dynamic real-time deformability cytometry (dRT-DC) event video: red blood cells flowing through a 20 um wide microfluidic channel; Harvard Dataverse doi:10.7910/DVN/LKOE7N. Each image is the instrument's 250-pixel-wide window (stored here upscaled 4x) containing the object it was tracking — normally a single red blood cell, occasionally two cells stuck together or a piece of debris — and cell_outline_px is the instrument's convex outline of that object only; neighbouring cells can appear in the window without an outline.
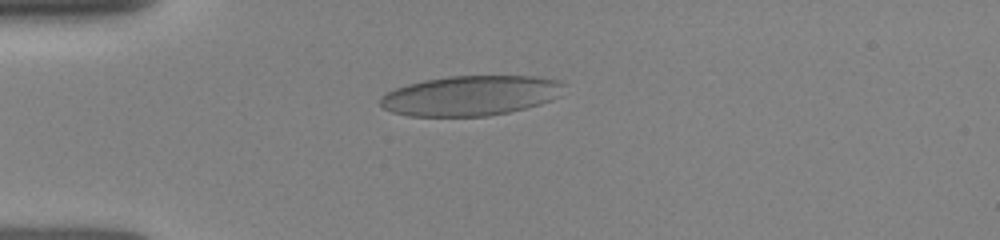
{"species": "human", "species_latin": "Homo sapiens", "temperature_condition": "room temperature", "stored_images_in_passage": 3, "camera_frame_rate_fps": 3000, "um_per_image_px": 0.085, "donor": {"sex": "female"}, "frame": {"image": 1, "passage_image": 2, "time_ms": 1.0, "image_size_px": [1000, 240], "cell_outline_px": [[564, 84], [560, 96], [552, 100], [540, 104], [508, 112], [488, 116], [408, 116], [392, 112], [384, 108], [380, 104], [380, 96], [396, 88], [408, 84], [424, 80], [448, 76], [532, 76], [556, 80]], "centroid_in_image_um": [39.98, 8.13], "position_along_channel_um": 45.0, "area_um2": 42.71}}